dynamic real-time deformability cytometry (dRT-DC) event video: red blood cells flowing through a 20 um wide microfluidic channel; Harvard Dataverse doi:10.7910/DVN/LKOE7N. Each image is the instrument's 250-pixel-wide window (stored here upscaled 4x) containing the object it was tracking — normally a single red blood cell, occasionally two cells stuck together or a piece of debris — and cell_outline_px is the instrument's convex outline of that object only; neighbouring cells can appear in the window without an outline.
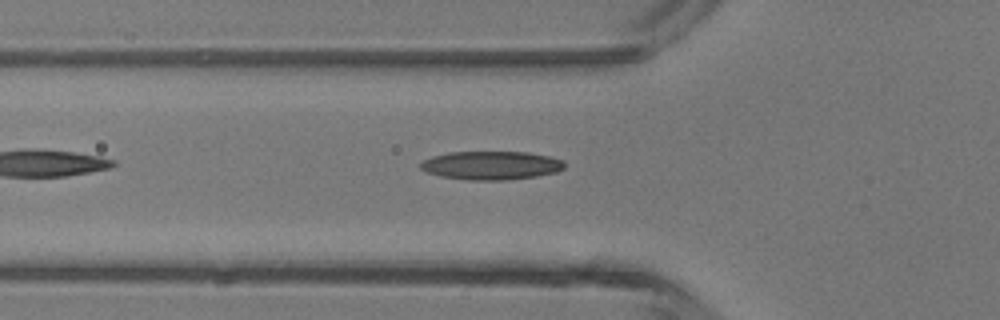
{"species": "common noctule bat (a hibernating species)", "species_latin": "Nyctalus noctula", "temperature_condition": "room temperature", "stored_images_in_passage": 2, "camera_frame_rate_fps": 3000, "um_per_image_px": 0.085, "animal": {"sex": "male", "body_mass_g": 13.3}, "frame": {"image": 1, "passage_image": 2, "time_ms": 1.0, "image_size_px": [1000, 320], "cell_outline_px": [[564, 168], [556, 172], [536, 176], [508, 180], [468, 180], [440, 176], [428, 172], [420, 168], [420, 164], [424, 160], [432, 156], [448, 152], [528, 152], [548, 156], [564, 160]], "centroid_in_image_um": [41.76, 14.06], "position_along_channel_um": 84.0, "area_um2": 23.93}}